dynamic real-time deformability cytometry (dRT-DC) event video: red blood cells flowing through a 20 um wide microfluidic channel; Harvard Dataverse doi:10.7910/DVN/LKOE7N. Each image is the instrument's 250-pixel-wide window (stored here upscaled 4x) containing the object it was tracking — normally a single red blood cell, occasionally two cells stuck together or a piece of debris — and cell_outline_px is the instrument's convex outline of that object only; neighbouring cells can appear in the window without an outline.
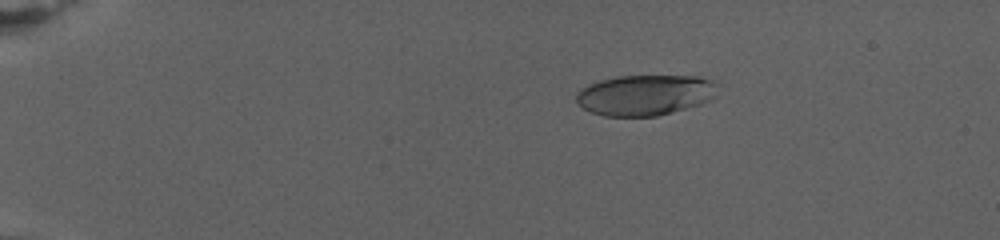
{"species": "human", "species_latin": "Homo sapiens", "temperature_condition": "warm", "stored_images_in_passage": 80, "camera_frame_rate_fps": 3000, "um_per_image_px": 0.085, "donor": {"sex": "female"}, "frame": {"image": 1, "passage_image": 17, "time_ms": 5.333, "image_size_px": [1000, 240], "cell_outline_px": [[716, 84], [712, 100], [700, 104], [672, 112], [656, 116], [604, 116], [592, 112], [584, 108], [576, 100], [576, 92], [580, 88], [588, 84], [600, 80], [616, 76], [696, 76], [708, 80]], "centroid_in_image_um": [54.78, 8.08], "position_along_channel_um": 30.2, "area_um2": 33.23}}
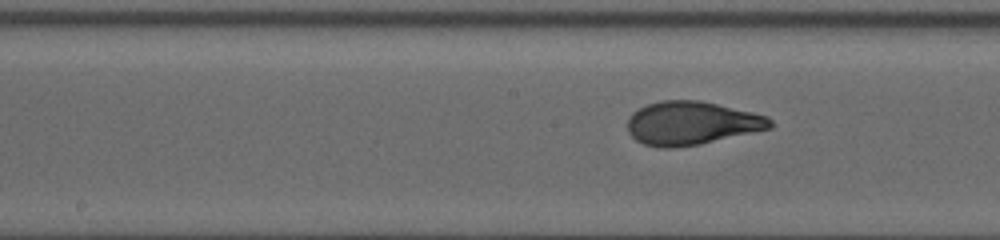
{"frame": {"image": 2, "passage_image": 45, "time_ms": 14.667, "image_size_px": [1000, 240], "cell_outline_px": [[772, 128], [700, 144], [672, 148], [660, 148], [644, 144], [636, 140], [628, 132], [628, 116], [632, 112], [648, 104], [660, 100], [700, 100], [752, 112], [768, 116], [772, 120]], "centroid_in_image_um": [58.77, 10.47], "position_along_channel_um": 189.4, "area_um2": 36.13}}
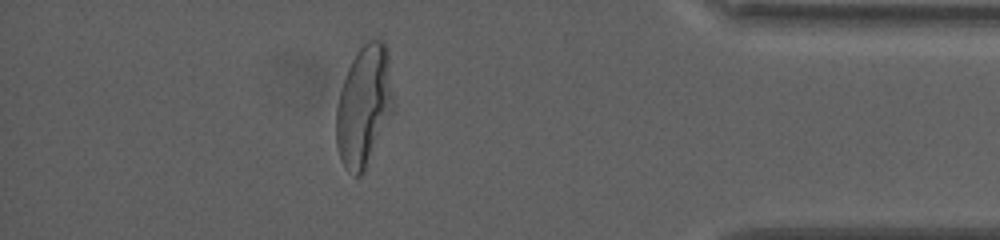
{"frame": {"image": 3, "passage_image": 72, "time_ms": 23.667, "image_size_px": [1000, 240], "cell_outline_px": [[396, 104], [364, 172], [360, 176], [352, 176], [344, 168], [340, 160], [336, 144], [336, 108], [340, 92], [348, 68], [356, 52], [368, 40], [380, 36], [388, 48]], "centroid_in_image_um": [30.97, 8.98], "position_along_channel_um": 404.2, "area_um2": 41.1}, "authors_computed_cell_mechanics": {"area_um2": 35.4892, "velocity_mm_per_s": 2.7223, "shape_relaxation_time_tau1_ms": 8.6711, "shape_relaxation_time_tau2_ms": null, "deformation_change_tau1": 0.29, "deformation_change_tau2": null}}